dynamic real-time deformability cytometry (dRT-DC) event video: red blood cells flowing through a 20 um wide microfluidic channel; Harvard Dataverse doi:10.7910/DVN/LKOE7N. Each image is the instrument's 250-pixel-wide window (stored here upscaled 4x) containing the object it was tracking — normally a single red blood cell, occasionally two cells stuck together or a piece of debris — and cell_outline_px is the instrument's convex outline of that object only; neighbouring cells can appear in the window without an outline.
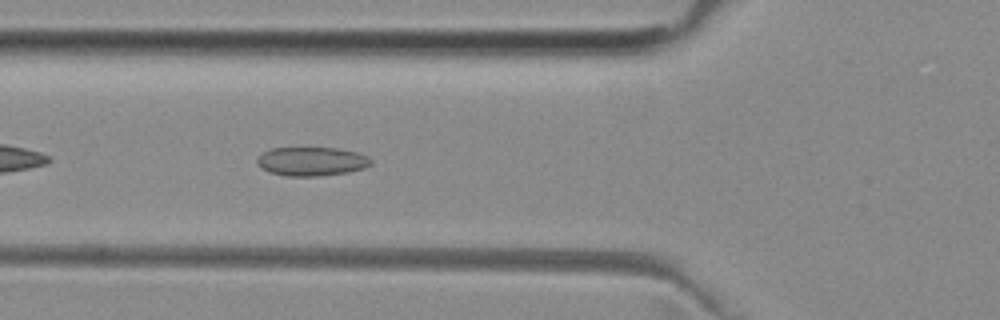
{"species": "common noctule bat (a hibernating species)", "species_latin": "Nyctalus noctula", "temperature_condition": "room temperature", "stored_images_in_passage": 40, "camera_frame_rate_fps": 3000, "um_per_image_px": 0.085, "animal": {"sex": "female", "body_mass_g": 29.2, "forearm_length_mm": 56.3}, "frame": {"image": 1, "passage_image": 6, "time_ms": 1.667, "image_size_px": [1000, 320], "cell_outline_px": [[372, 164], [364, 168], [348, 172], [320, 176], [284, 176], [268, 172], [260, 168], [256, 164], [256, 160], [264, 152], [272, 148], [336, 148], [360, 152], [368, 156], [372, 160]], "centroid_in_image_um": [26.5, 13.72], "position_along_channel_um": 99.3, "area_um2": 19.36}}
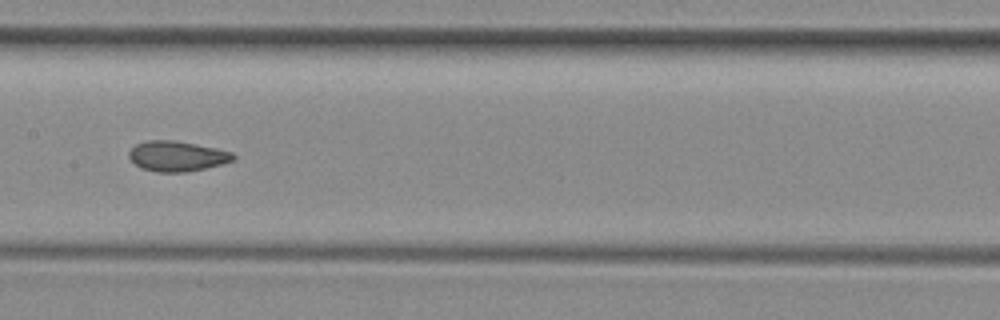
{"frame": {"image": 2, "passage_image": 13, "time_ms": 4.0, "image_size_px": [1000, 320], "cell_outline_px": [[236, 160], [204, 168], [184, 172], [156, 172], [140, 168], [128, 156], [128, 152], [136, 144], [148, 140], [176, 140], [216, 148], [232, 152], [236, 156]], "centroid_in_image_um": [15.04, 13.27], "position_along_channel_um": 192.4, "area_um2": 18.38}}
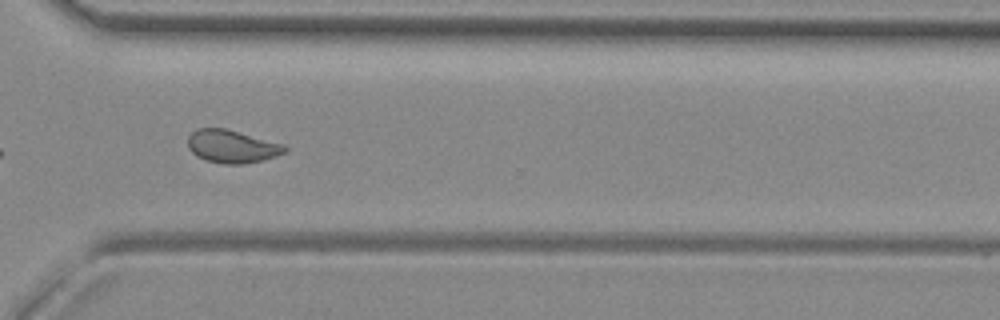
{"frame": {"image": 3, "passage_image": 25, "time_ms": 8.0, "image_size_px": [1000, 320], "cell_outline_px": [[288, 148], [284, 152], [276, 156], [244, 164], [224, 164], [204, 160], [196, 156], [188, 148], [188, 136], [196, 128], [224, 128], [284, 144]], "centroid_in_image_um": [19.68, 12.45], "position_along_channel_um": 350.9, "area_um2": 18.55}, "authors_computed_cell_mechanics": {"area_um2": 18.6116, "velocity_mm_per_s": 3.9694, "shape_relaxation_time_tau1_ms": null, "shape_relaxation_time_tau2_ms": 1.6337, "deformation_change_tau1": null, "deformation_change_tau2": 0.0638}}